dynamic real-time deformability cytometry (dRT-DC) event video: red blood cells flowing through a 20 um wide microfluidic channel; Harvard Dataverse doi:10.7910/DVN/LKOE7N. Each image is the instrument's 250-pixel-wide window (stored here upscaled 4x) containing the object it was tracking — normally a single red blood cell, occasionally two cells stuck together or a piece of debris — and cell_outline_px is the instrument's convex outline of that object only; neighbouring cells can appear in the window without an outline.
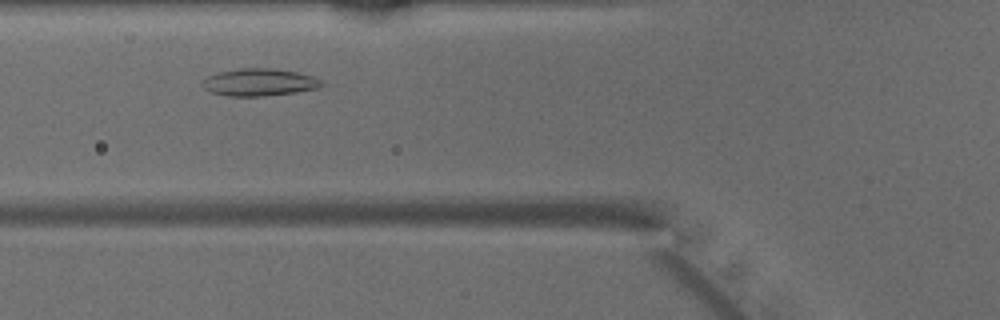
{"species": "common noctule bat (a hibernating species)", "species_latin": "Nyctalus noctula", "temperature_condition": "warm", "stored_images_in_passage": 38, "camera_frame_rate_fps": 3000, "um_per_image_px": 0.085, "animal": {"sex": "male", "body_mass_g": 15.6}, "frame": {"image": 1, "passage_image": 8, "time_ms": 2.333, "image_size_px": [1000, 320], "cell_outline_px": [[324, 84], [320, 88], [296, 92], [264, 96], [228, 96], [212, 92], [204, 88], [200, 84], [208, 76], [220, 72], [240, 68], [272, 68], [300, 72], [312, 76], [320, 80]], "centroid_in_image_um": [22.07, 6.99], "position_along_channel_um": 103.7, "area_um2": 19.02}}
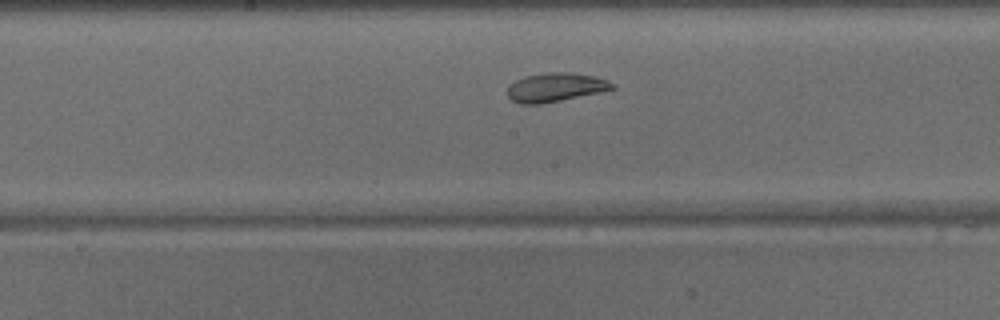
{"frame": {"image": 2, "passage_image": 15, "time_ms": 4.667, "image_size_px": [1000, 320], "cell_outline_px": [[616, 88], [600, 92], [540, 104], [520, 104], [512, 100], [508, 96], [508, 88], [516, 80], [528, 76], [548, 72], [568, 72], [592, 76], [608, 80], [616, 84]], "centroid_in_image_um": [47.25, 7.42], "position_along_channel_um": 201.0, "area_um2": 17.34}}
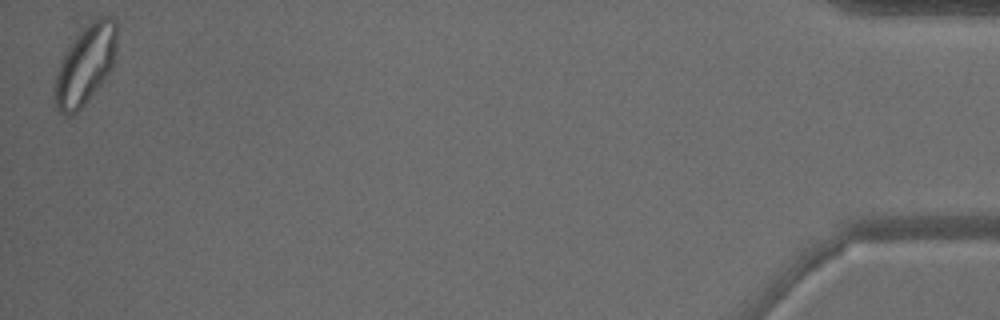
{"frame": {"image": 3, "passage_image": 38, "time_ms": 12.333, "image_size_px": [1000, 320], "cell_outline_px": [[116, 48], [112, 68], [104, 80], [84, 104], [72, 116], [68, 116], [60, 112], [56, 108], [52, 96], [52, 88], [60, 60], [64, 52], [76, 36], [96, 16], [108, 16], [116, 20]], "centroid_in_image_um": [7.22, 5.52], "position_along_channel_um": 428.0, "area_um2": 28.96}}